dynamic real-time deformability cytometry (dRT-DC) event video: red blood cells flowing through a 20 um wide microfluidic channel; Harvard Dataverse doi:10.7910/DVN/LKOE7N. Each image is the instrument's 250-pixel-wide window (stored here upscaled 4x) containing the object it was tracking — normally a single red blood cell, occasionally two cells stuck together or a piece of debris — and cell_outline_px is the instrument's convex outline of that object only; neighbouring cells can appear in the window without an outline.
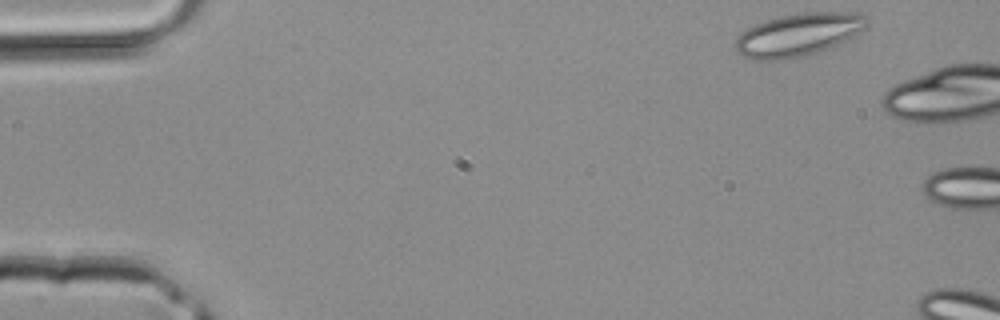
{"species": "common noctule bat (a hibernating species)", "species_latin": "Nyctalus noctula", "temperature_condition": "room temperature", "stored_images_in_passage": 4, "camera_frame_rate_fps": 3000, "um_per_image_px": 0.085, "animal": {"sex": "male", "body_mass_g": 20.4}, "frame": {"image": 1, "passage_image": 1, "time_ms": 0.0, "image_size_px": [1000, 320], "cell_outline_px": [[868, 24], [864, 28], [840, 44], [816, 52], [800, 56], [776, 60], [752, 60], [736, 52], [732, 48], [732, 44], [736, 36], [740, 32], [756, 24], [780, 16], [804, 12], [860, 12], [868, 20]], "centroid_in_image_um": [67.8, 2.95], "position_along_channel_um": 17.2, "area_um2": 32.89}}